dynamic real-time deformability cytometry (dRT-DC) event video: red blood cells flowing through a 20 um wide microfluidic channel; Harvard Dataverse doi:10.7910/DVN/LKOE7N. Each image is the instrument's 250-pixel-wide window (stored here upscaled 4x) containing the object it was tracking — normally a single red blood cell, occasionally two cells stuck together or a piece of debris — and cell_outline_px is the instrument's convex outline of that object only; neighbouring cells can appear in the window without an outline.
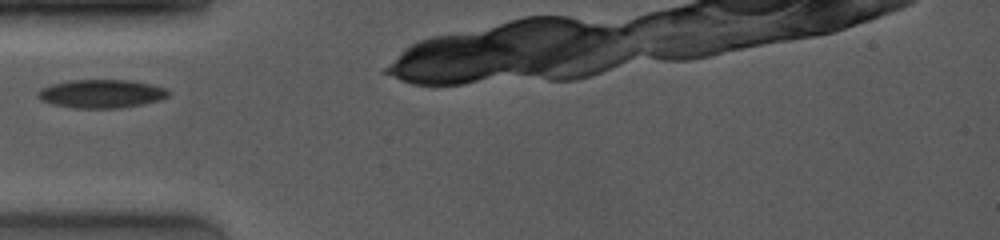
{"species": "common noctule bat (a hibernating species)", "species_latin": "Nyctalus noctula", "temperature_condition": "room temperature", "stored_images_in_passage": 7, "camera_frame_rate_fps": 4000, "um_per_image_px": 0.085, "animal": {"sex": "female", "body_mass_g": 19.0, "forearm_length_mm": 53.3}, "frame": {"image": 1, "passage_image": 1, "time_ms": 0.0, "image_size_px": [1000, 240], "cell_outline_px": [[168, 96], [160, 100], [120, 108], [72, 108], [52, 104], [40, 100], [36, 96], [36, 92], [40, 88], [52, 84], [68, 80], [128, 80], [152, 84], [164, 88], [168, 92]], "centroid_in_image_um": [8.55, 7.97], "position_along_channel_um": 76.5, "area_um2": 21.68}}
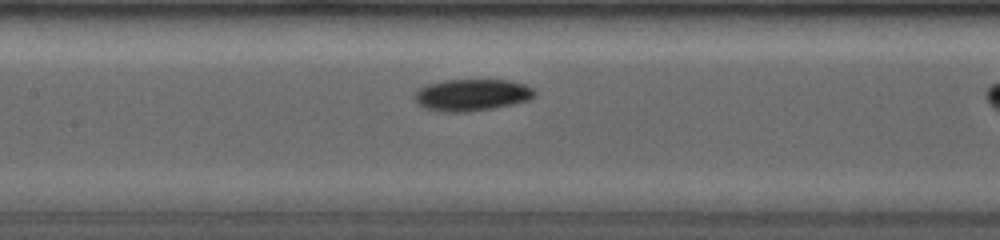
{"frame": {"image": 2, "passage_image": 4, "time_ms": 2.25, "image_size_px": [1000, 240], "cell_outline_px": [[536, 96], [532, 100], [492, 108], [468, 112], [444, 112], [424, 108], [416, 100], [416, 88], [428, 84], [444, 80], [508, 80], [524, 84], [536, 88]], "centroid_in_image_um": [40.16, 8.06], "position_along_channel_um": 167.2, "area_um2": 22.43}}